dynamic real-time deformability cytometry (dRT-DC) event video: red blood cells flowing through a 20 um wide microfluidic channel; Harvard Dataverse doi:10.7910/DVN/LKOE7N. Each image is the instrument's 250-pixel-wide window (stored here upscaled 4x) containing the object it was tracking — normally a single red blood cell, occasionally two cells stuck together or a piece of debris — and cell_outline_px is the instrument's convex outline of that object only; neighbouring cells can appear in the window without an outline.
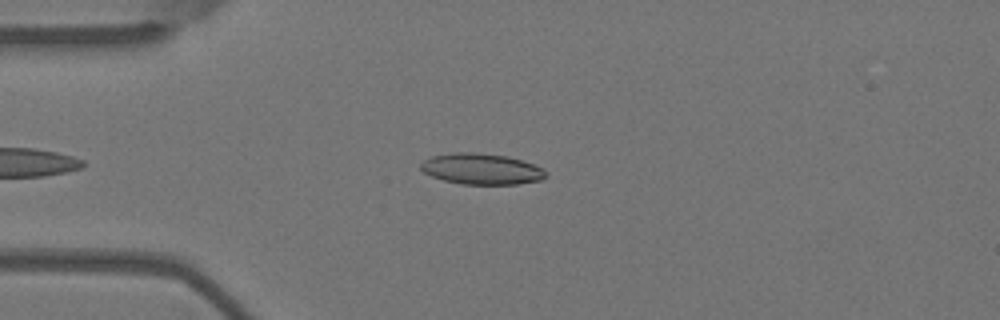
{"species": "Egyptian fruit bat (a non-hibernating species)", "species_latin": "Rousettus aegyptiacus", "temperature_condition": "warm", "stored_images_in_passage": 9, "camera_frame_rate_fps": 3000, "um_per_image_px": 0.085, "animal": {"sex": "female"}, "frame": {"image": 1, "passage_image": 3, "time_ms": 0.667, "image_size_px": [1000, 320], "cell_outline_px": [[548, 176], [540, 180], [516, 184], [460, 184], [444, 180], [432, 176], [424, 172], [420, 168], [420, 164], [424, 160], [432, 156], [456, 152], [472, 152], [508, 156], [544, 168], [548, 172]], "centroid_in_image_um": [40.94, 14.36], "position_along_channel_um": 44.1, "area_um2": 22.54}}
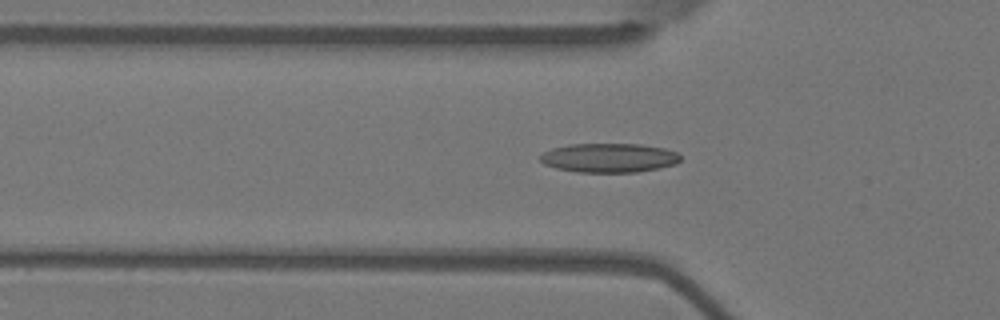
{"frame": {"image": 2, "passage_image": 7, "time_ms": 2.0, "image_size_px": [1000, 320], "cell_outline_px": [[680, 160], [676, 164], [636, 172], [576, 172], [556, 168], [544, 164], [540, 160], [540, 156], [544, 152], [552, 148], [568, 144], [640, 144], [664, 148], [676, 152], [680, 156]], "centroid_in_image_um": [51.75, 13.41], "position_along_channel_um": 74.1, "area_um2": 23.76}}